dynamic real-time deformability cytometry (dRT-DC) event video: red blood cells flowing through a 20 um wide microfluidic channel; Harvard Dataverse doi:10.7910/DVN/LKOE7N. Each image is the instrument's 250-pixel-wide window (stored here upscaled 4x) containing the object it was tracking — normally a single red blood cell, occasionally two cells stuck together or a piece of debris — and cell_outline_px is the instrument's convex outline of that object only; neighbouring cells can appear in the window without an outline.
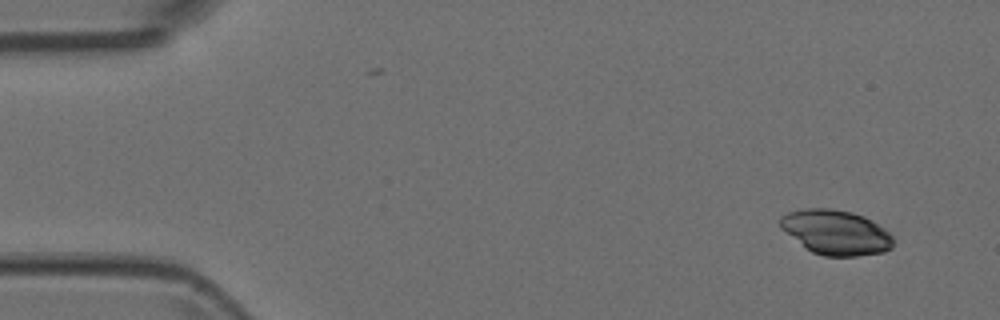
{"species": "Egyptian fruit bat (a non-hibernating species)", "species_latin": "Rousettus aegyptiacus", "temperature_condition": "room temperature", "stored_images_in_passage": 5, "camera_frame_rate_fps": 3000, "um_per_image_px": 0.085, "animal": {"sex": "female"}, "frame": {"image": 1, "passage_image": 1, "time_ms": 0.0, "image_size_px": [1000, 320], "cell_outline_px": [[892, 248], [884, 252], [856, 256], [824, 256], [812, 252], [780, 228], [780, 216], [788, 212], [804, 208], [832, 208], [852, 212], [864, 216], [884, 228], [892, 236]], "centroid_in_image_um": [71.04, 19.74], "position_along_channel_um": 14.0, "area_um2": 29.42}}